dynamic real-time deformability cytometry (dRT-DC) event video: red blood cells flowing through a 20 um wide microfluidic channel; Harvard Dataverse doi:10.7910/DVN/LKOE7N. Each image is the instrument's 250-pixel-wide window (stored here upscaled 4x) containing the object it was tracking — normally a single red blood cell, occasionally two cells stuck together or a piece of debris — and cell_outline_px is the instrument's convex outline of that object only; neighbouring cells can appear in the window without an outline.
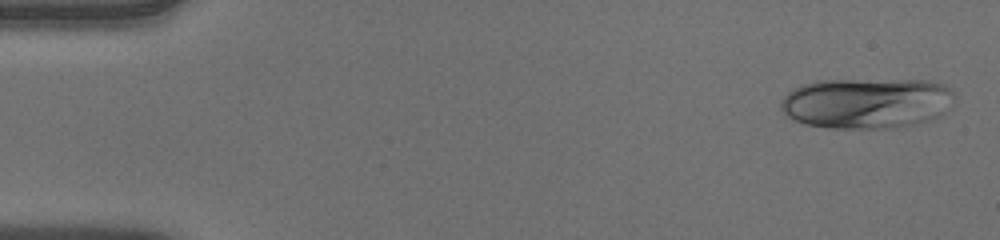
{"species": "human", "species_latin": "Homo sapiens", "temperature_condition": "warm", "stored_images_in_passage": 51, "camera_frame_rate_fps": 3000, "um_per_image_px": 0.085, "donor": {"sex": "male"}, "frame": {"image": 1, "passage_image": 2, "time_ms": 0.333, "image_size_px": [1000, 240], "cell_outline_px": [[956, 96], [944, 112], [940, 116], [928, 120], [912, 124], [884, 128], [828, 128], [804, 124], [788, 116], [780, 108], [780, 104], [784, 96], [792, 88], [800, 84], [816, 80], [928, 80], [944, 84], [952, 88], [956, 92]], "centroid_in_image_um": [73.67, 8.74], "position_along_channel_um": 11.3, "area_um2": 51.67}}
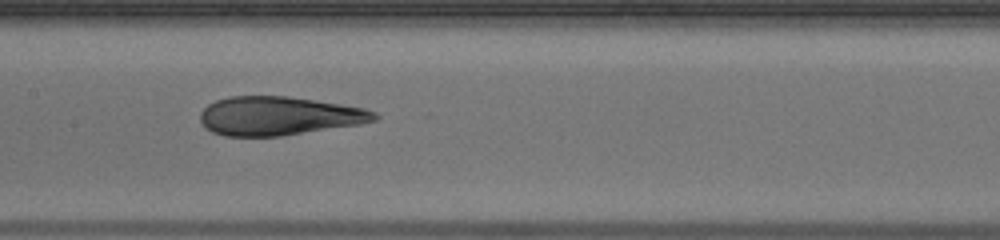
{"frame": {"image": 2, "passage_image": 25, "time_ms": 8.0, "image_size_px": [1000, 240], "cell_outline_px": [[380, 116], [376, 120], [360, 124], [280, 136], [224, 136], [212, 132], [204, 128], [200, 120], [200, 112], [208, 104], [216, 100], [228, 96], [288, 96], [316, 100], [364, 108], [376, 112]], "centroid_in_image_um": [23.68, 9.85], "position_along_channel_um": 183.7, "area_um2": 39.42}}
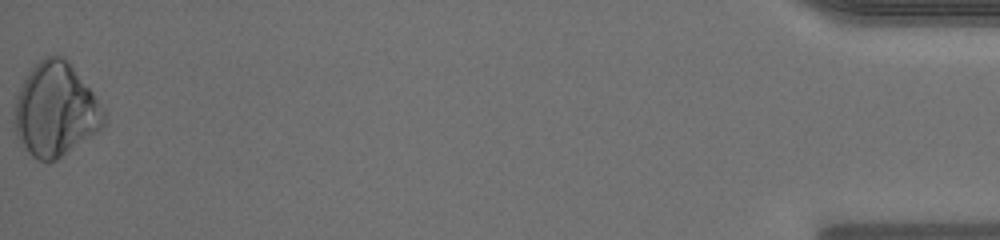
{"frame": {"image": 3, "passage_image": 51, "time_ms": 16.667, "image_size_px": [1000, 240], "cell_outline_px": [[104, 128], [56, 160], [36, 160], [20, 144], [12, 128], [12, 120], [16, 96], [28, 72], [44, 56], [64, 56], [68, 60], [96, 96], [104, 108]], "centroid_in_image_um": [4.7, 9.34], "position_along_channel_um": 430.5, "area_um2": 49.25}, "authors_computed_cell_mechanics": {"area_um2": 42.1362, "velocity_mm_per_s": 3.9673, "shape_relaxation_time_tau1_ms": null, "shape_relaxation_time_tau2_ms": 1.1746, "deformation_change_tau1": null, "deformation_change_tau2": 0.0429}}